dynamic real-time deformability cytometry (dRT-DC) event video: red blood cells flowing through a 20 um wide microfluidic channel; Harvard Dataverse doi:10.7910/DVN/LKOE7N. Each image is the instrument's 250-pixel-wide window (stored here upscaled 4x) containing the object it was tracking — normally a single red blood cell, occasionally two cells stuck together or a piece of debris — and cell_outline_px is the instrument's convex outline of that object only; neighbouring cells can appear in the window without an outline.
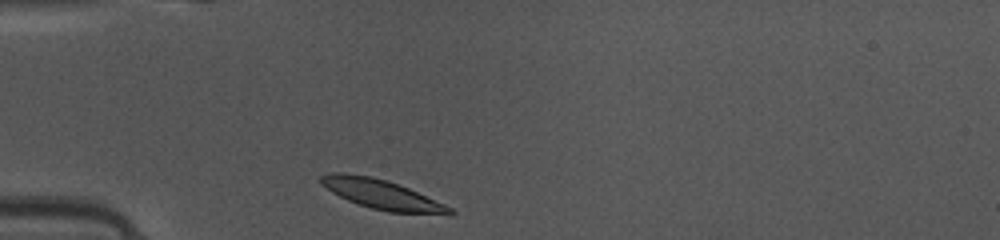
{"species": "common noctule bat (a hibernating species)", "species_latin": "Nyctalus noctula", "temperature_condition": "warm", "stored_images_in_passage": 35, "camera_frame_rate_fps": 3000, "um_per_image_px": 0.085, "animal": {"sex": "female", "body_mass_g": 10.0, "forearm_length_mm": 53.1}, "frame": {"image": 1, "passage_image": 1, "time_ms": 0.0, "image_size_px": [1000, 240], "cell_outline_px": [[456, 212], [452, 216], [388, 212], [372, 208], [348, 200], [332, 192], [320, 184], [320, 176], [332, 172], [344, 172], [368, 176], [384, 180], [408, 188], [444, 204], [452, 208]], "centroid_in_image_um": [32.5, 16.55], "position_along_channel_um": 52.5, "area_um2": 22.14}}
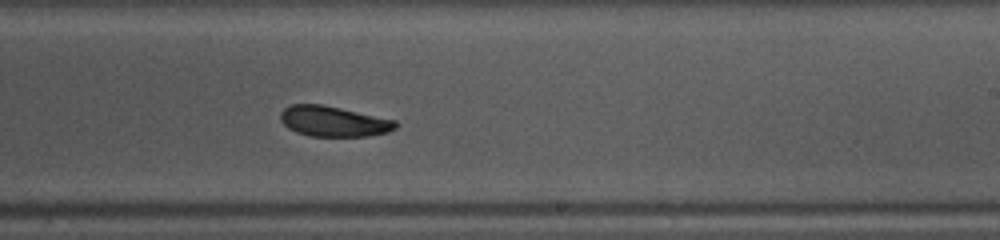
{"frame": {"image": 2, "passage_image": 17, "time_ms": 5.333, "image_size_px": [1000, 240], "cell_outline_px": [[396, 128], [388, 132], [368, 136], [308, 136], [296, 132], [288, 128], [280, 120], [280, 112], [284, 108], [292, 104], [320, 104], [340, 108], [396, 120]], "centroid_in_image_um": [28.32, 10.32], "position_along_channel_um": 260.7, "area_um2": 20.35}}
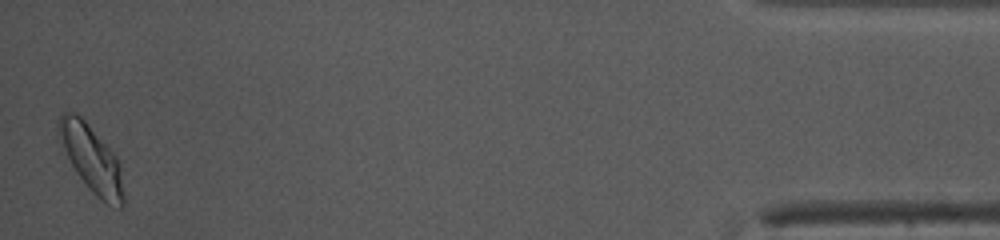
{"frame": {"image": 3, "passage_image": 35, "time_ms": 11.333, "image_size_px": [1000, 240], "cell_outline_px": [[124, 204], [120, 208], [108, 204], [100, 200], [92, 192], [76, 172], [64, 148], [56, 128], [56, 124], [60, 116], [64, 112], [76, 112], [88, 124], [116, 156], [120, 164], [124, 196]], "centroid_in_image_um": [7.79, 13.5], "position_along_channel_um": 427.4, "area_um2": 24.85}, "authors_computed_cell_mechanics": {"area_um2": 21.7328, "velocity_mm_per_s": 4.1263, "shape_relaxation_time_tau1_ms": 1.7237, "shape_relaxation_time_tau2_ms": 3.0886, "deformation_change_tau1": 0.0865, "deformation_change_tau2": 0.0804}}